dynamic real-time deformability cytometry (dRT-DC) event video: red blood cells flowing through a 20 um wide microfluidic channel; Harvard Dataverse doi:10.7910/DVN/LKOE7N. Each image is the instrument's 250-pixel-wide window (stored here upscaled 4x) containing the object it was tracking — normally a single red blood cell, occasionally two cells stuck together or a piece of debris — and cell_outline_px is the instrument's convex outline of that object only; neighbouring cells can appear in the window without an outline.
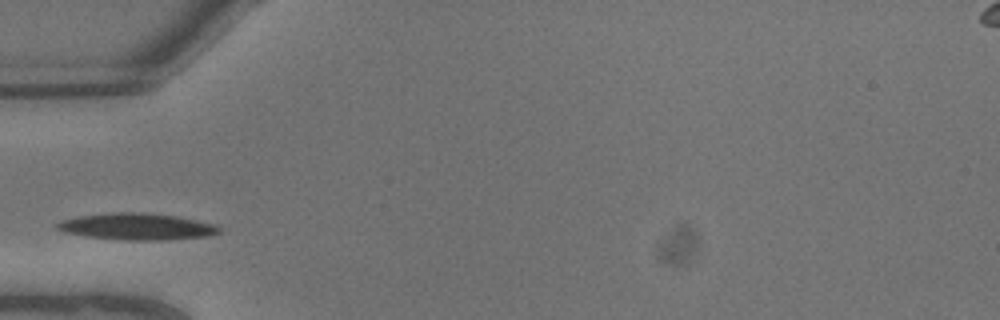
{"species": "common noctule bat (a hibernating species)", "species_latin": "Nyctalus noctula", "temperature_condition": "warm", "stored_images_in_passage": 4, "camera_frame_rate_fps": 3000, "um_per_image_px": 0.085, "animal": {"sex": "male", "body_mass_g": 13.3}, "frame": {"image": 1, "passage_image": 2, "time_ms": 0.333, "image_size_px": [1000, 320], "cell_outline_px": [[220, 232], [208, 236], [168, 240], [128, 240], [88, 236], [64, 232], [56, 228], [56, 224], [60, 220], [76, 216], [112, 212], [140, 212], [176, 216], [196, 220], [212, 224], [220, 228]], "centroid_in_image_um": [11.6, 19.25], "position_along_channel_um": 73.4, "area_um2": 25.03}}
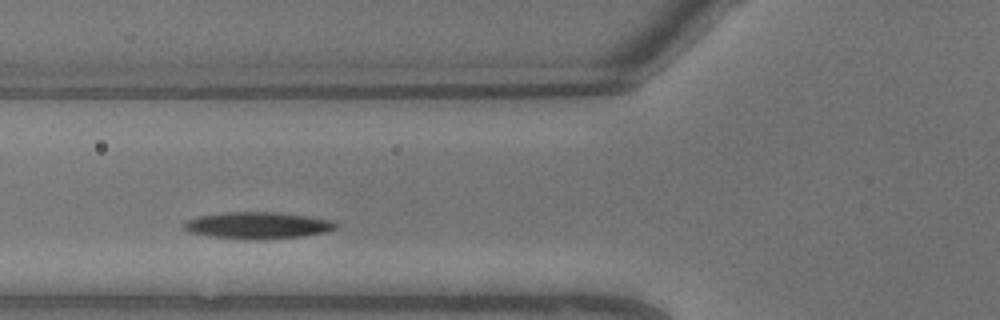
{"frame": {"image": 2, "passage_image": 3, "time_ms": 0.667, "image_size_px": [1000, 320], "cell_outline_px": [[336, 228], [328, 232], [304, 236], [260, 240], [244, 240], [208, 236], [188, 232], [180, 228], [188, 220], [200, 216], [224, 212], [276, 212], [332, 220], [336, 224]], "centroid_in_image_um": [21.87, 19.18], "position_along_channel_um": 103.9, "area_um2": 23.87}}